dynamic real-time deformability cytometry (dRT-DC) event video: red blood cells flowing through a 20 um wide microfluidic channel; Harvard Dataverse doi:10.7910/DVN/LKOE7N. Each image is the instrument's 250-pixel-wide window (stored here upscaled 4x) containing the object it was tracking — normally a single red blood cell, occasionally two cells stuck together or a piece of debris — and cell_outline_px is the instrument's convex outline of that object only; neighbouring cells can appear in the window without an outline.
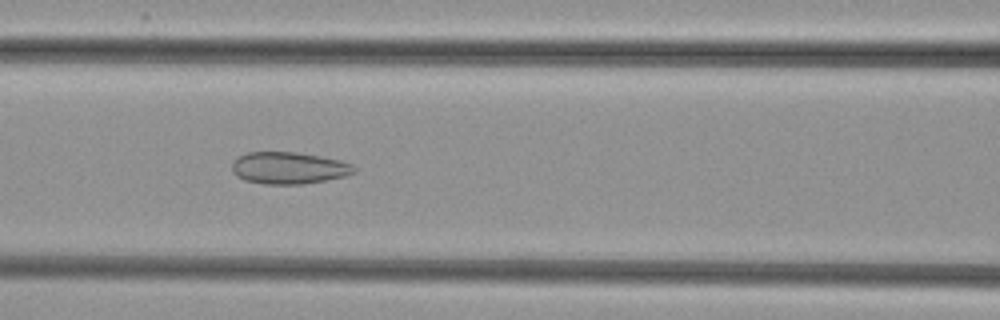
{"species": "common noctule bat (a hibernating species)", "species_latin": "Nyctalus noctula", "temperature_condition": "cold", "stored_images_in_passage": 49, "camera_frame_rate_fps": 3000, "um_per_image_px": 0.085, "animal": {"sex": "female", "body_mass_g": 29.2, "forearm_length_mm": 56.3}, "frame": {"image": 1, "passage_image": 19, "time_ms": 6.0, "image_size_px": [1000, 320], "cell_outline_px": [[356, 172], [344, 176], [304, 184], [264, 184], [244, 180], [236, 176], [232, 172], [232, 164], [240, 156], [248, 152], [296, 152], [320, 156], [340, 160], [352, 164], [356, 168]], "centroid_in_image_um": [24.55, 14.28], "position_along_channel_um": 142.1, "area_um2": 22.66}}
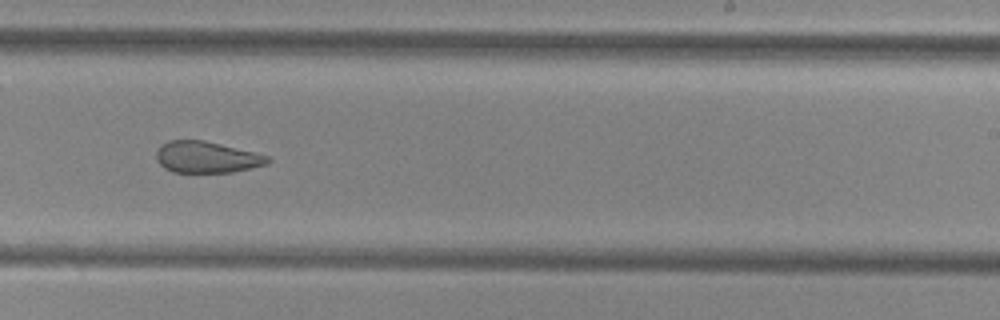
{"frame": {"image": 2, "passage_image": 29, "time_ms": 9.333, "image_size_px": [1000, 320], "cell_outline_px": [[272, 160], [268, 164], [232, 172], [172, 172], [164, 168], [156, 160], [156, 152], [160, 144], [168, 140], [204, 140], [268, 156]], "centroid_in_image_um": [17.52, 13.36], "position_along_channel_um": 271.5, "area_um2": 20.35}}
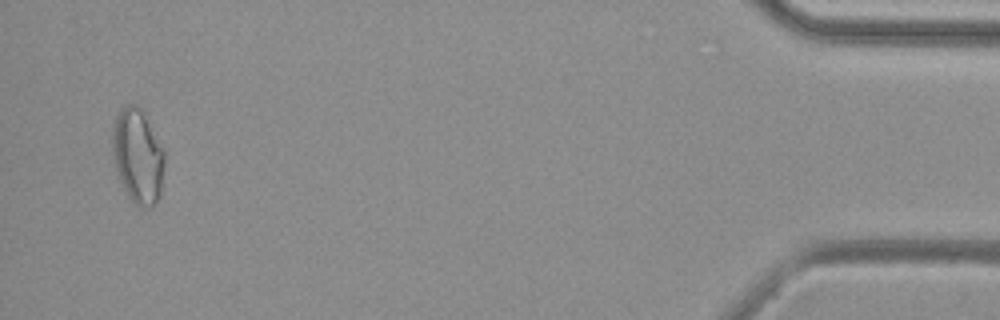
{"frame": {"image": 3, "passage_image": 47, "time_ms": 15.333, "image_size_px": [1000, 320], "cell_outline_px": [[164, 168], [160, 196], [156, 204], [152, 208], [140, 208], [132, 204], [116, 172], [112, 152], [112, 128], [116, 116], [128, 104], [136, 104], [140, 108], [164, 148]], "centroid_in_image_um": [11.72, 13.34], "position_along_channel_um": 423.5, "area_um2": 29.02}}